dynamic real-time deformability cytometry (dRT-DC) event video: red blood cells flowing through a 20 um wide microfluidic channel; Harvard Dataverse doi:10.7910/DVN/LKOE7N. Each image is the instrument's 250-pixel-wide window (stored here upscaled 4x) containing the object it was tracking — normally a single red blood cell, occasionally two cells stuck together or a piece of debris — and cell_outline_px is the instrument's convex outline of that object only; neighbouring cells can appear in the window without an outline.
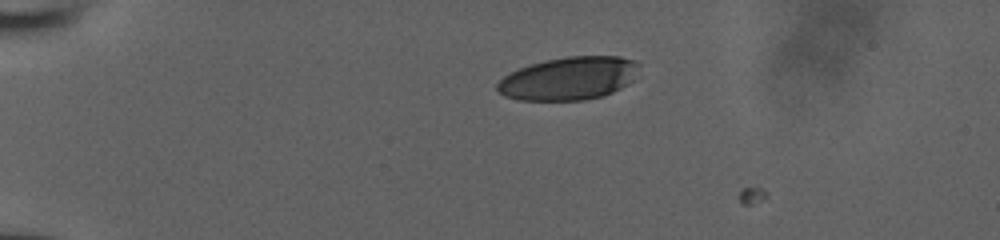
{"species": "human", "species_latin": "Homo sapiens", "temperature_condition": "room temperature", "stored_images_in_passage": 3, "camera_frame_rate_fps": 3000, "um_per_image_px": 0.085, "donor": {"sex": "male"}, "frame": {"image": 1, "passage_image": 1, "time_ms": 0.0, "image_size_px": [1000, 240], "cell_outline_px": [[640, 64], [632, 80], [628, 84], [604, 96], [584, 100], [516, 100], [504, 96], [496, 88], [496, 84], [504, 76], [520, 68], [544, 60], [568, 56], [620, 56], [632, 60]], "centroid_in_image_um": [48.34, 6.67], "position_along_channel_um": 36.7, "area_um2": 35.49}}